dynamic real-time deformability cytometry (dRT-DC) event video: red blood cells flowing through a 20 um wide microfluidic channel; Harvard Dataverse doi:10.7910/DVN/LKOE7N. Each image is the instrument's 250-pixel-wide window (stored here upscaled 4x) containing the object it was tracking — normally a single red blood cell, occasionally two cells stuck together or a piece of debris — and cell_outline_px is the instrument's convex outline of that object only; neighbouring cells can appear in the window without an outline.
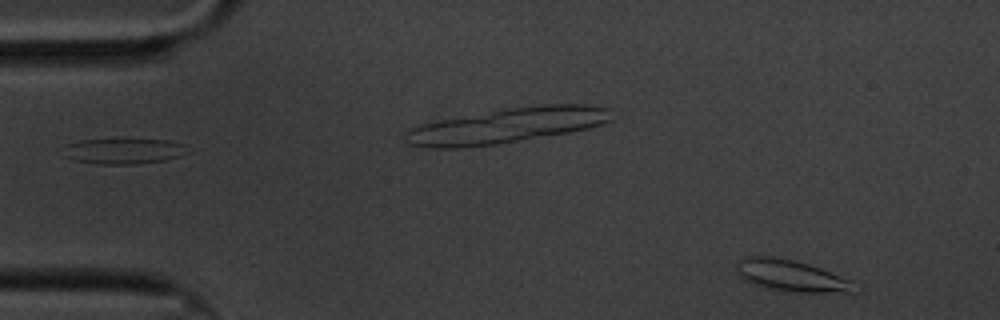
{"species": "common noctule bat (a hibernating species)", "species_latin": "Nyctalus noctula", "temperature_condition": "cold", "stored_images_in_passage": 57, "camera_frame_rate_fps": 3000, "um_per_image_px": 0.085, "animal": {"sex": "male", "body_mass_g": 20.1, "forearm_length_mm": 53.5}, "frame": {"image": 1, "passage_image": 3, "time_ms": 0.667, "image_size_px": [1000, 320], "cell_outline_px": [[852, 292], [796, 292], [764, 288], [744, 280], [736, 272], [736, 260], [744, 256], [772, 256], [792, 260], [808, 264], [820, 268], [852, 280]], "centroid_in_image_um": [67.14, 23.42], "position_along_channel_um": 17.9, "area_um2": 21.5}}
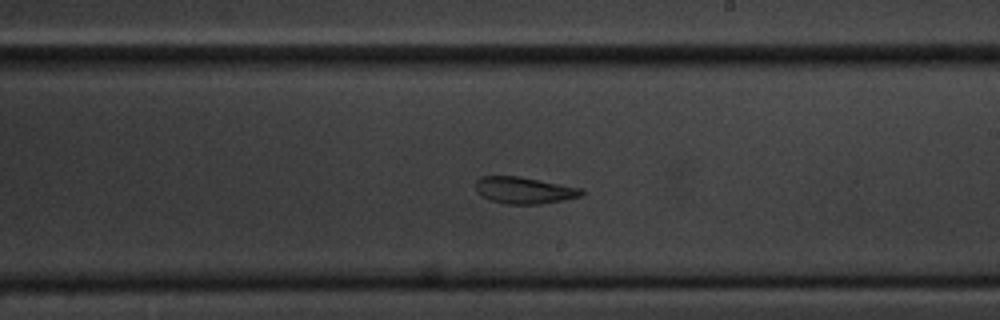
{"frame": {"image": 2, "passage_image": 32, "time_ms": 10.333, "image_size_px": [1000, 320], "cell_outline_px": [[584, 196], [564, 200], [540, 204], [508, 204], [492, 200], [476, 192], [476, 180], [480, 176], [520, 176], [584, 188]], "centroid_in_image_um": [44.62, 16.16], "position_along_channel_um": 244.4, "area_um2": 16.65}}
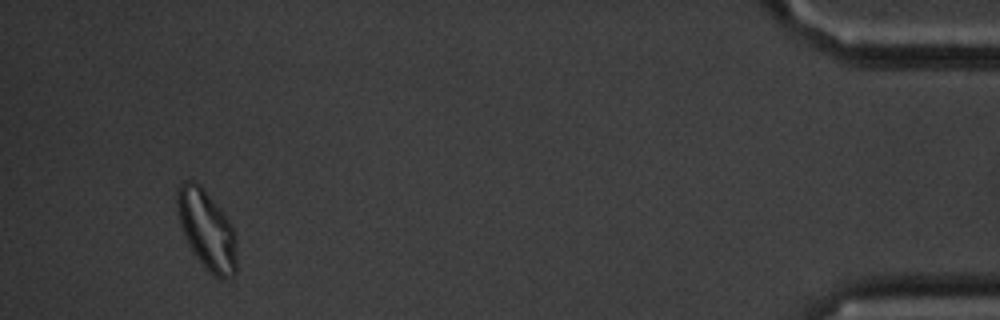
{"frame": {"image": 3, "passage_image": 54, "time_ms": 17.667, "image_size_px": [1000, 320], "cell_outline_px": [[236, 272], [232, 276], [224, 280], [220, 280], [204, 268], [192, 252], [188, 244], [180, 224], [176, 204], [176, 188], [184, 180], [192, 180], [200, 184], [220, 208], [228, 220], [236, 236]], "centroid_in_image_um": [17.56, 19.54], "position_along_channel_um": 417.6, "area_um2": 27.74}, "authors_computed_cell_mechanics": {"area_um2": 18.9584, "velocity_mm_per_s": 3.3242, "shape_relaxation_time_tau1_ms": null, "shape_relaxation_time_tau2_ms": 4.4671, "deformation_change_tau1": null, "deformation_change_tau2": 0.0972}}